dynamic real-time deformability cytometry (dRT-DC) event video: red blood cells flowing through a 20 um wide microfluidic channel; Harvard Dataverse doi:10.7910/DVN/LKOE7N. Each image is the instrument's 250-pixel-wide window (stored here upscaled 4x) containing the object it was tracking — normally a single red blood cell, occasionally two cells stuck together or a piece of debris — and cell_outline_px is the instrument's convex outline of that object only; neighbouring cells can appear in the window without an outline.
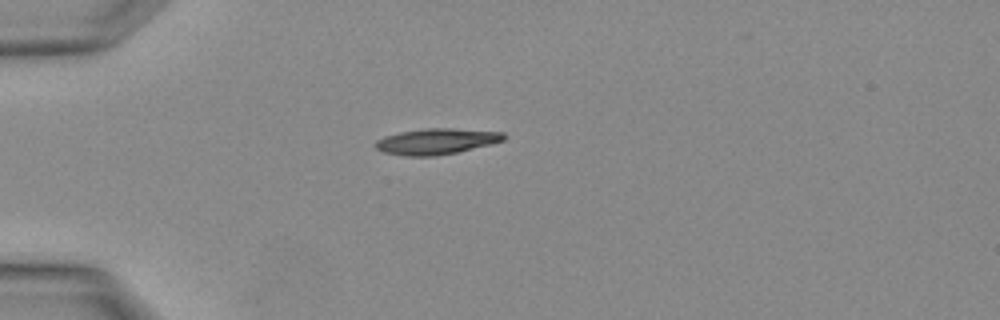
{"species": "Egyptian fruit bat (a non-hibernating species)", "species_latin": "Rousettus aegyptiacus", "temperature_condition": "warm", "stored_images_in_passage": 1, "camera_frame_rate_fps": 3000, "um_per_image_px": 0.085, "animal": {"sex": "female"}, "frame": {"image": 1, "passage_image": 1, "time_ms": 0.0, "image_size_px": [1000, 320], "cell_outline_px": [[508, 136], [504, 140], [492, 144], [456, 152], [436, 156], [404, 156], [384, 152], [376, 148], [376, 140], [384, 136], [400, 132], [424, 128], [452, 128], [504, 132]], "centroid_in_image_um": [37.12, 12.01], "position_along_channel_um": 47.9, "area_um2": 19.42}}